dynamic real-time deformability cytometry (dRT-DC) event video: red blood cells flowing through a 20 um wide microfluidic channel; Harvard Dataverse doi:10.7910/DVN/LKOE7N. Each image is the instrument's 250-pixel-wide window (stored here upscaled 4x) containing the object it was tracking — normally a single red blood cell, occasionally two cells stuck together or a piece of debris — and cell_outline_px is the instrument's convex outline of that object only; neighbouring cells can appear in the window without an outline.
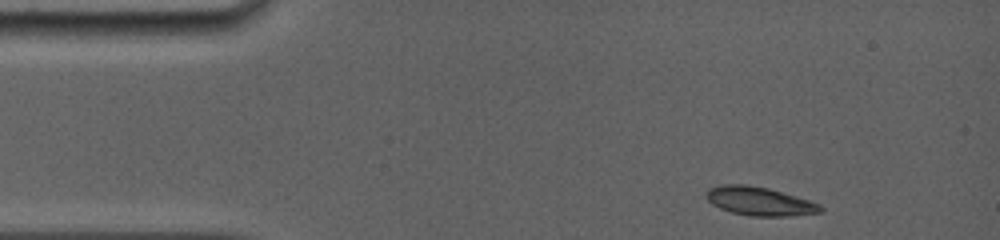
{"species": "common noctule bat (a hibernating species)", "species_latin": "Nyctalus noctula", "temperature_condition": "room temperature", "stored_images_in_passage": 49, "camera_frame_rate_fps": 5000, "um_per_image_px": 0.085, "animal": {"sex": "female", "body_mass_g": 19.0, "forearm_length_mm": 56.7}, "frame": {"image": 1, "passage_image": 1, "time_ms": 0.0, "image_size_px": [1000, 240], "cell_outline_px": [[824, 212], [788, 216], [752, 216], [732, 212], [720, 208], [712, 204], [704, 196], [704, 192], [708, 188], [724, 184], [748, 184], [768, 188], [796, 196], [820, 204], [824, 208]], "centroid_in_image_um": [64.54, 17.1], "position_along_channel_um": 20.5, "area_um2": 19.19}}
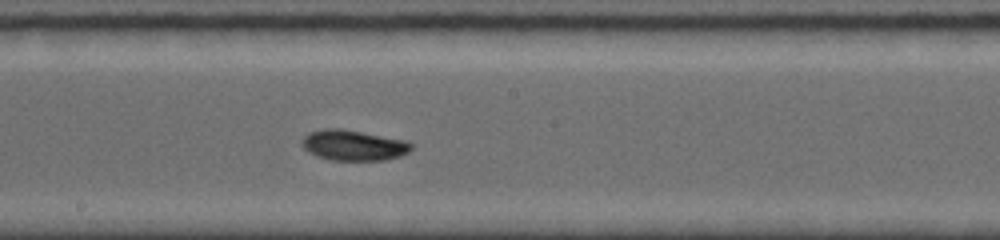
{"frame": {"image": 2, "passage_image": 20, "time_ms": 6.8, "image_size_px": [1000, 240], "cell_outline_px": [[412, 148], [408, 152], [400, 156], [384, 160], [332, 160], [316, 156], [308, 152], [300, 144], [300, 140], [308, 132], [324, 128], [340, 128], [408, 140], [412, 144]], "centroid_in_image_um": [30.02, 12.34], "position_along_channel_um": 218.2, "area_um2": 19.71}}
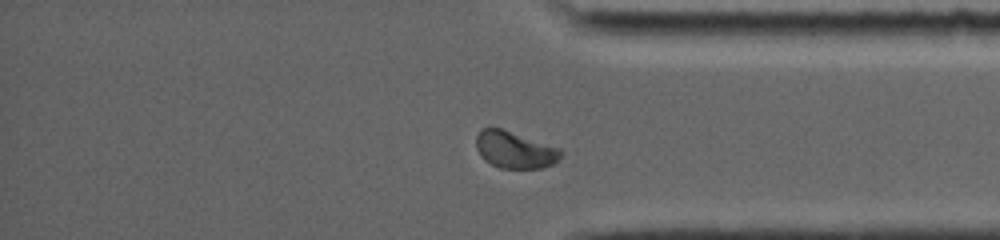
{"frame": {"image": 3, "passage_image": 40, "time_ms": 11.2, "image_size_px": [1000, 240], "cell_outline_px": [[564, 152], [560, 160], [552, 164], [540, 168], [500, 168], [484, 160], [480, 156], [476, 148], [476, 136], [480, 128], [504, 128], [560, 148]], "centroid_in_image_um": [43.76, 12.72], "position_along_channel_um": 391.4, "area_um2": 18.55}, "authors_computed_cell_mechanics": {"area_um2": 18.6694, "velocity_mm_per_s": 3.939, "shape_relaxation_time_tau1_ms": 5.7377, "shape_relaxation_time_tau2_ms": null, "deformation_change_tau1": 0.1156, "deformation_change_tau2": null}}